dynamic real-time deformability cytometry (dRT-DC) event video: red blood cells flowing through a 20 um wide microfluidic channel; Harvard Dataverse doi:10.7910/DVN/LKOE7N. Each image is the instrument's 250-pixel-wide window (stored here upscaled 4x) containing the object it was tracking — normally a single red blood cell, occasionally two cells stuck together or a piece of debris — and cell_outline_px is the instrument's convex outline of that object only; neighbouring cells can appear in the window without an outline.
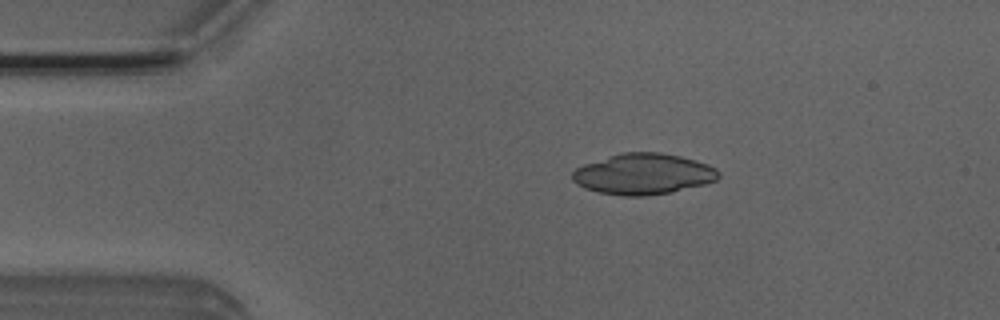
{"species": "Egyptian fruit bat (a non-hibernating species)", "species_latin": "Rousettus aegyptiacus", "temperature_condition": "room temperature", "stored_images_in_passage": 4, "camera_frame_rate_fps": 3000, "um_per_image_px": 0.085, "animal": {"sex": "male"}, "frame": {"image": 1, "passage_image": 3, "time_ms": 0.667, "image_size_px": [1000, 320], "cell_outline_px": [[720, 176], [716, 180], [704, 184], [672, 192], [644, 196], [620, 196], [600, 192], [584, 188], [572, 180], [572, 172], [576, 168], [584, 164], [620, 152], [660, 152], [680, 156], [696, 160], [708, 164], [716, 168], [720, 172]], "centroid_in_image_um": [54.69, 14.79], "position_along_channel_um": 30.3, "area_um2": 34.97}}